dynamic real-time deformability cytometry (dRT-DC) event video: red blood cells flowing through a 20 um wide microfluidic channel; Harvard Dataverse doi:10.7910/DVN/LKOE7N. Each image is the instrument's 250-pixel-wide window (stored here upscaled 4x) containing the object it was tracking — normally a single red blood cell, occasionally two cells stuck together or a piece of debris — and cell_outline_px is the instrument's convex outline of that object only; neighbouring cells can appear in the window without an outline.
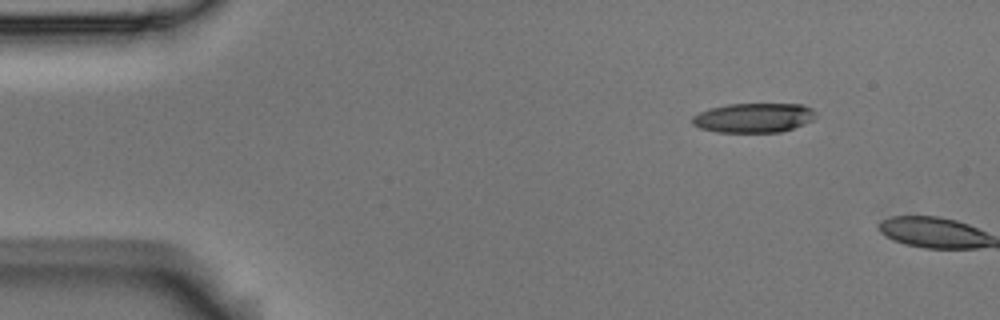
{"species": "Egyptian fruit bat (a non-hibernating species)", "species_latin": "Rousettus aegyptiacus", "temperature_condition": "room temperature", "stored_images_in_passage": 2, "camera_frame_rate_fps": 3000, "um_per_image_px": 0.085, "animal": {"sex": "male"}, "frame": {"image": 1, "passage_image": 1, "time_ms": 0.0, "image_size_px": [1000, 320], "cell_outline_px": [[816, 112], [812, 120], [804, 124], [780, 132], [716, 132], [700, 128], [692, 124], [692, 116], [708, 108], [728, 104], [804, 104], [812, 108]], "centroid_in_image_um": [64.05, 10.0], "position_along_channel_um": 21.0, "area_um2": 21.27}}